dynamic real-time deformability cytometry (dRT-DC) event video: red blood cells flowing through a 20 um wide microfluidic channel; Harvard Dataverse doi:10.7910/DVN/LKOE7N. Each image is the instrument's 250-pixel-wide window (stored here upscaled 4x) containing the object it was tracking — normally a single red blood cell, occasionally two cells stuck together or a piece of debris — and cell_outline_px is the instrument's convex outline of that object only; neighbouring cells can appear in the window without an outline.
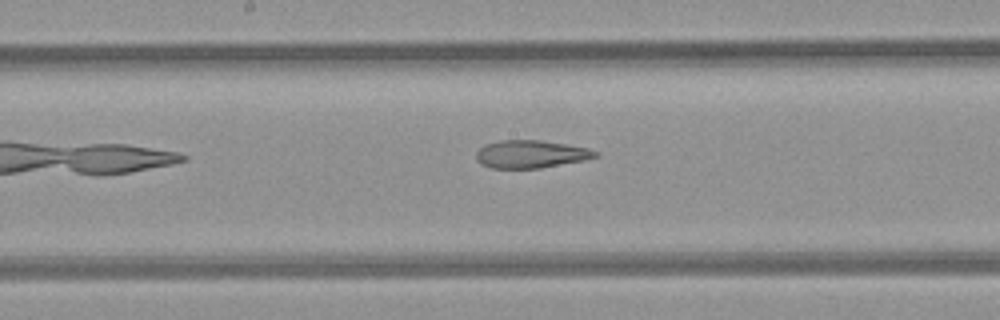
{"species": "common noctule bat (a hibernating species)", "species_latin": "Nyctalus noctula", "temperature_condition": "room temperature", "stored_images_in_passage": 8, "segment_of_instrument_passage": [1, 2], "camera_frame_rate_fps": 3000, "um_per_image_px": 0.085, "animal": {"sex": "female", "body_mass_g": 21.9}, "frame": {"image": 1, "passage_image": 7, "time_ms": 8.0, "image_size_px": [1000, 320], "cell_outline_px": [[600, 156], [584, 160], [540, 168], [492, 168], [480, 164], [476, 160], [476, 152], [484, 144], [500, 140], [540, 140], [588, 148], [600, 152]], "centroid_in_image_um": [45.11, 13.1], "position_along_channel_um": 203.1, "area_um2": 19.36}}